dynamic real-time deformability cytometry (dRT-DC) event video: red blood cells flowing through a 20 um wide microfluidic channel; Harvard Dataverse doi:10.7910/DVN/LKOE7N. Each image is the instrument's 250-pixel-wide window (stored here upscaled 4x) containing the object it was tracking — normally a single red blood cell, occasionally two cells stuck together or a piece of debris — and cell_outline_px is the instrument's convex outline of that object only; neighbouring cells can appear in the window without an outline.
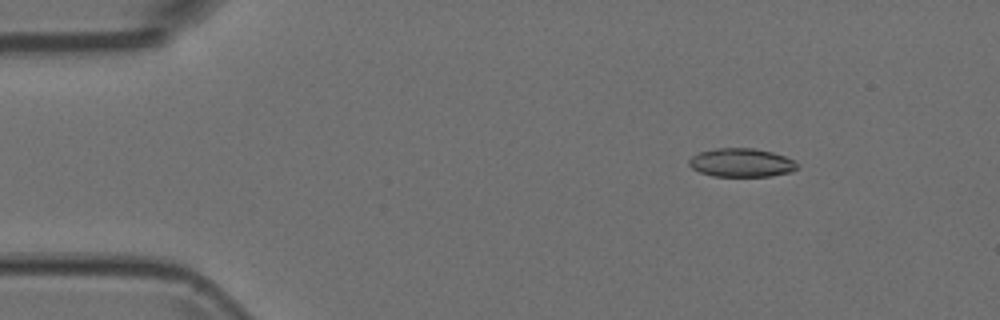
{"species": "Egyptian fruit bat (a non-hibernating species)", "species_latin": "Rousettus aegyptiacus", "temperature_condition": "room temperature", "stored_images_in_passage": 6, "camera_frame_rate_fps": 3000, "um_per_image_px": 0.085, "animal": {"sex": "female"}, "frame": {"image": 1, "passage_image": 2, "time_ms": 0.333, "image_size_px": [1000, 320], "cell_outline_px": [[800, 168], [792, 172], [772, 176], [712, 176], [700, 172], [692, 168], [688, 164], [688, 160], [692, 156], [700, 152], [716, 148], [756, 148], [772, 152], [796, 160]], "centroid_in_image_um": [63.06, 13.83], "position_along_channel_um": 21.9, "area_um2": 18.26}}
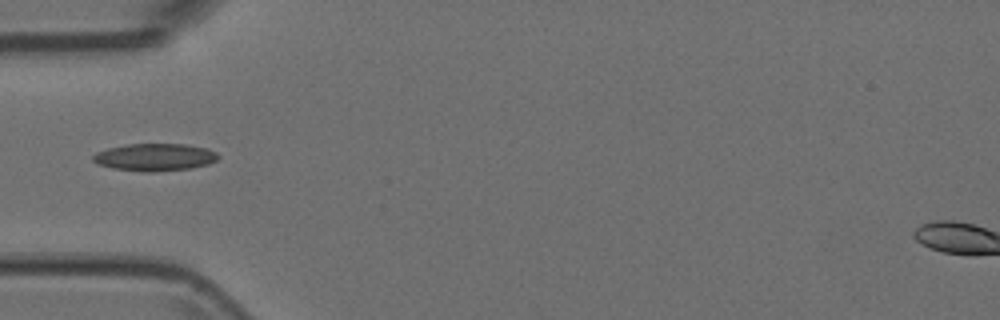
{"frame": {"image": 2, "passage_image": 5, "time_ms": 1.333, "image_size_px": [1000, 320], "cell_outline_px": [[220, 156], [216, 160], [208, 164], [192, 168], [152, 172], [144, 172], [112, 168], [100, 164], [92, 160], [92, 156], [96, 152], [108, 148], [128, 144], [184, 144], [208, 148], [216, 152]], "centroid_in_image_um": [13.18, 13.36], "position_along_channel_um": 71.8, "area_um2": 20.0}}
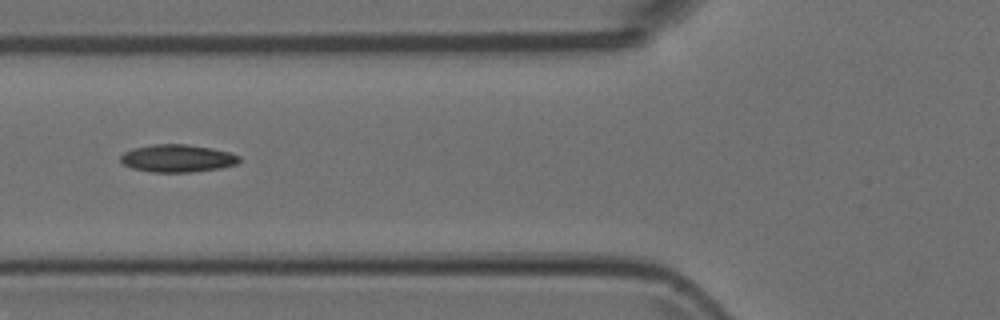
{"frame": {"image": 3, "passage_image": 6, "time_ms": 1.667, "image_size_px": [1000, 320], "cell_outline_px": [[240, 160], [236, 164], [220, 168], [192, 172], [152, 172], [132, 168], [124, 164], [120, 160], [120, 156], [124, 152], [132, 148], [152, 144], [188, 144], [212, 148], [228, 152], [240, 156]], "centroid_in_image_um": [15.06, 13.45], "position_along_channel_um": 110.7, "area_um2": 19.13}}